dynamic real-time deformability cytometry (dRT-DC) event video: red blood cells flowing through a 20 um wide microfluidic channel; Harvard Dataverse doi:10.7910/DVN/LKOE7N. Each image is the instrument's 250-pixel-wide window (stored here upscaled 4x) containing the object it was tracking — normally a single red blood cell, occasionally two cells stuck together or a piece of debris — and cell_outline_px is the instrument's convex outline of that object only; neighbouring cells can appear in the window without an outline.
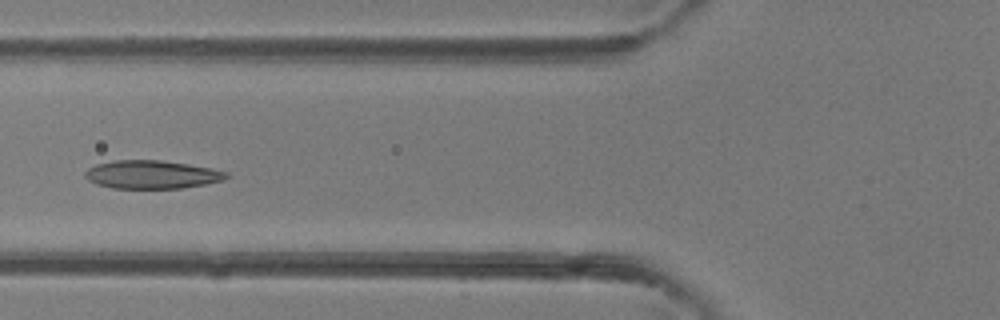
{"species": "common noctule bat (a hibernating species)", "species_latin": "Nyctalus noctula", "temperature_condition": "room temperature", "stored_images_in_passage": 4, "camera_frame_rate_fps": 3000, "um_per_image_px": 0.085, "animal": {"sex": "female"}, "frame": {"image": 1, "passage_image": 4, "time_ms": 3.333, "image_size_px": [1000, 320], "cell_outline_px": [[228, 176], [224, 180], [184, 188], [112, 188], [96, 184], [88, 180], [84, 176], [84, 172], [88, 168], [96, 164], [112, 160], [160, 160], [188, 164], [212, 168], [228, 172]], "centroid_in_image_um": [12.88, 14.83], "position_along_channel_um": 112.9, "area_um2": 23.35}}